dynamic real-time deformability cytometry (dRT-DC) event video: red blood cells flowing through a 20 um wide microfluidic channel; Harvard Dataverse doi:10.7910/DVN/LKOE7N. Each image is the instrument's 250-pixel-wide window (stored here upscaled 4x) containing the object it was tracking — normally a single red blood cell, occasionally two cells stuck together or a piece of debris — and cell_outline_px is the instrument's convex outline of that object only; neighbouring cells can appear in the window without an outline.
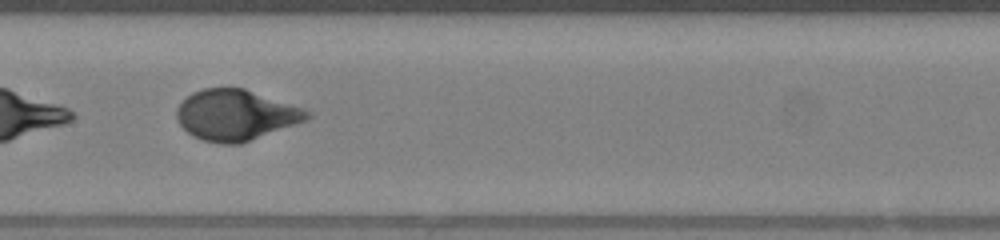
{"species": "human", "species_latin": "Homo sapiens", "temperature_condition": "warm", "stored_images_in_passage": 31, "camera_frame_rate_fps": 3000, "um_per_image_px": 0.085, "donor": {"sex": "female"}, "frame": {"image": 1, "passage_image": 22, "time_ms": 7.0, "image_size_px": [1000, 240], "cell_outline_px": [[312, 116], [304, 120], [240, 144], [220, 144], [200, 140], [192, 136], [176, 120], [176, 108], [192, 92], [204, 88], [244, 88], [312, 112]], "centroid_in_image_um": [19.97, 9.78], "position_along_channel_um": 187.4, "area_um2": 38.03}}